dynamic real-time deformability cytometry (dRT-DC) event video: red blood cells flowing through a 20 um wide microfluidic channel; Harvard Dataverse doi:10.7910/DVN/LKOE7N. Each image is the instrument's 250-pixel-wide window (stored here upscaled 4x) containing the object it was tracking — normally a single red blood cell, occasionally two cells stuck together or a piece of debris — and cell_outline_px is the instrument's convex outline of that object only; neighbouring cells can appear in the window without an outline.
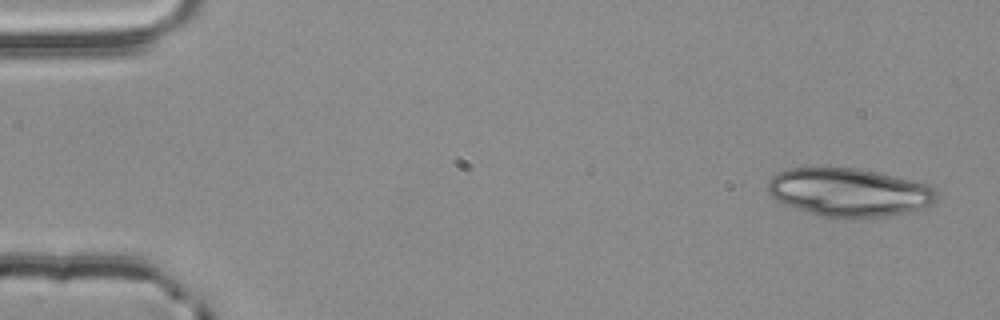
{"species": "common noctule bat (a hibernating species)", "species_latin": "Nyctalus noctula", "temperature_condition": "room temperature", "stored_images_in_passage": 4, "segment_of_instrument_passage": [2, 2], "camera_frame_rate_fps": 3000, "um_per_image_px": 0.085, "animal": {"sex": "male", "body_mass_g": 20.4}, "frame": {"image": 1, "passage_image": 4, "time_ms": 1.0, "image_size_px": [1000, 320], "cell_outline_px": [[936, 204], [924, 208], [908, 212], [888, 216], [824, 216], [808, 212], [784, 204], [776, 200], [768, 192], [768, 180], [776, 172], [788, 168], [860, 168], [912, 180], [928, 184], [936, 188]], "centroid_in_image_um": [72.19, 16.32], "position_along_channel_um": 12.8, "area_um2": 47.28}}